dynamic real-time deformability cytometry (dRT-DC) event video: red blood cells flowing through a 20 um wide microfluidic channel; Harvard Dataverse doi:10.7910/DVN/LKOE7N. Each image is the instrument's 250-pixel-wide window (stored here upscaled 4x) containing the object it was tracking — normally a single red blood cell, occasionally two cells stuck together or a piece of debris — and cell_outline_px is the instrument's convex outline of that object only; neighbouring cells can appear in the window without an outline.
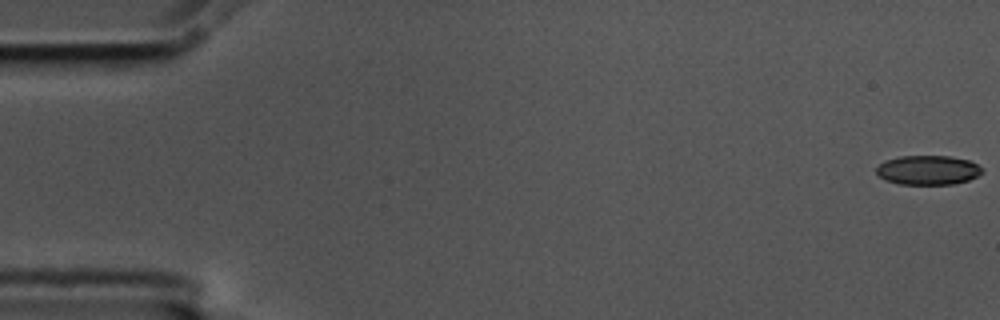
{"species": "common noctule bat (a hibernating species)", "species_latin": "Nyctalus noctula", "temperature_condition": "cold", "stored_images_in_passage": 57, "camera_frame_rate_fps": 3000, "um_per_image_px": 0.085, "animal": {"sex": "male", "body_mass_g": 17.5, "forearm_length_mm": 52.3}, "frame": {"image": 1, "passage_image": 1, "time_ms": 0.0, "image_size_px": [1000, 320], "cell_outline_px": [[984, 172], [968, 180], [952, 184], [900, 184], [888, 180], [880, 176], [876, 172], [876, 168], [884, 160], [900, 156], [948, 156], [968, 160], [984, 168]], "centroid_in_image_um": [78.89, 14.45], "position_along_channel_um": 6.1, "area_um2": 17.98}}
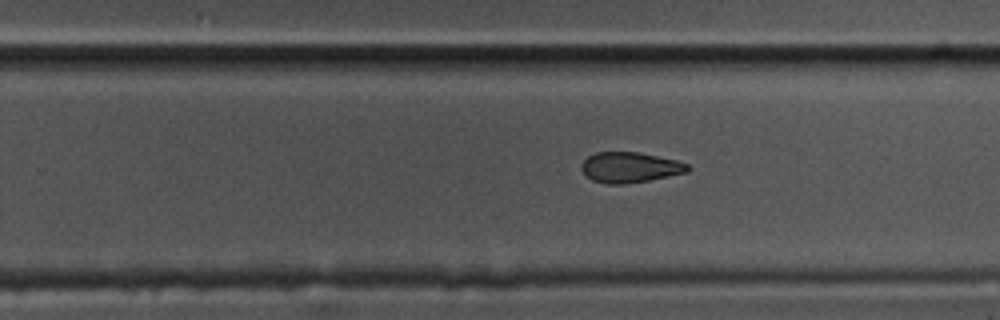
{"frame": {"image": 2, "passage_image": 36, "time_ms": 11.667, "image_size_px": [1000, 320], "cell_outline_px": [[692, 168], [688, 172], [648, 180], [624, 184], [608, 184], [592, 180], [580, 168], [580, 164], [588, 156], [596, 152], [640, 152], [676, 160], [688, 164]], "centroid_in_image_um": [53.55, 14.22], "position_along_channel_um": 276.3, "area_um2": 18.84}}
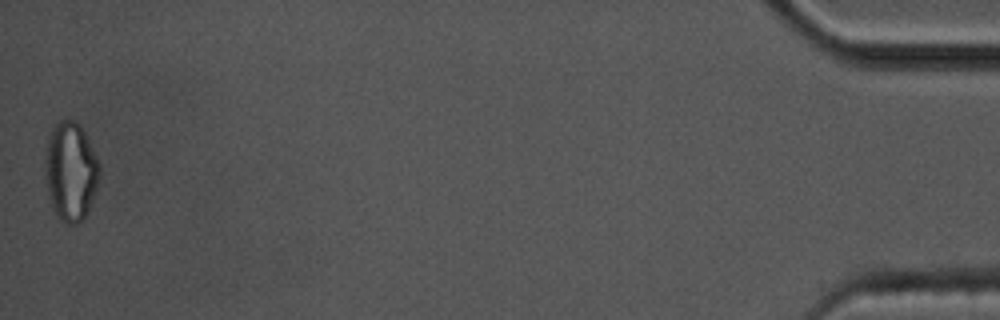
{"frame": {"image": 3, "passage_image": 57, "time_ms": 18.667, "image_size_px": [1000, 320], "cell_outline_px": [[100, 176], [96, 188], [88, 208], [84, 216], [76, 224], [68, 224], [60, 220], [56, 216], [52, 208], [44, 176], [44, 160], [48, 136], [52, 128], [60, 120], [76, 120], [80, 124], [100, 164]], "centroid_in_image_um": [5.97, 14.55], "position_along_channel_um": 429.2, "area_um2": 31.39}, "authors_computed_cell_mechanics": {"area_um2": 19.9988, "velocity_mm_per_s": 3.5531, "shape_relaxation_time_tau1_ms": 9.8031, "shape_relaxation_time_tau2_ms": 5.9073, "deformation_change_tau1": 0.1952, "deformation_change_tau2": 0.1325}}